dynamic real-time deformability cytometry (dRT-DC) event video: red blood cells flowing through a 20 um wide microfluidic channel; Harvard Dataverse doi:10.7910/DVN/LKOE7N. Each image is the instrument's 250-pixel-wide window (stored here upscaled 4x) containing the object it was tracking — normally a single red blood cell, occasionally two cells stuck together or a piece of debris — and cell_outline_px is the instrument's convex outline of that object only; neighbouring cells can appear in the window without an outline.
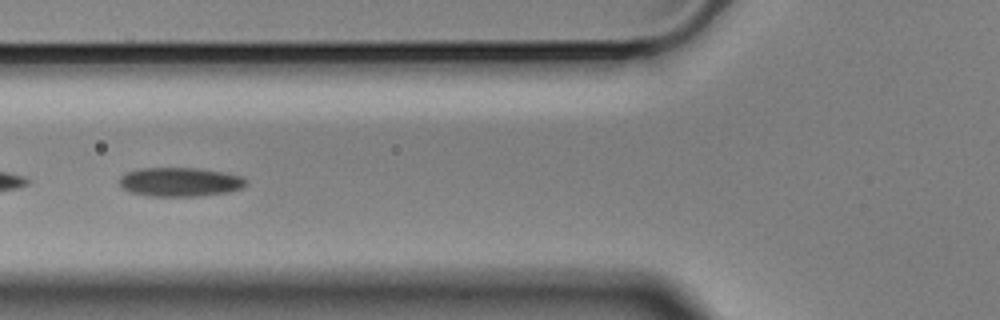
{"species": "Egyptian fruit bat (a non-hibernating species)", "species_latin": "Rousettus aegyptiacus", "temperature_condition": "cold", "stored_images_in_passage": 54, "camera_frame_rate_fps": 3000, "um_per_image_px": 0.085, "animal": {"sex": "male"}, "frame": {"image": 1, "passage_image": 19, "time_ms": 6.0, "image_size_px": [1000, 320], "cell_outline_px": [[248, 184], [244, 188], [228, 192], [200, 196], [148, 196], [132, 192], [124, 188], [120, 184], [120, 176], [128, 172], [140, 168], [196, 168], [224, 172], [240, 176], [248, 180]], "centroid_in_image_um": [15.36, 15.47], "position_along_channel_um": 110.4, "area_um2": 21.44}}
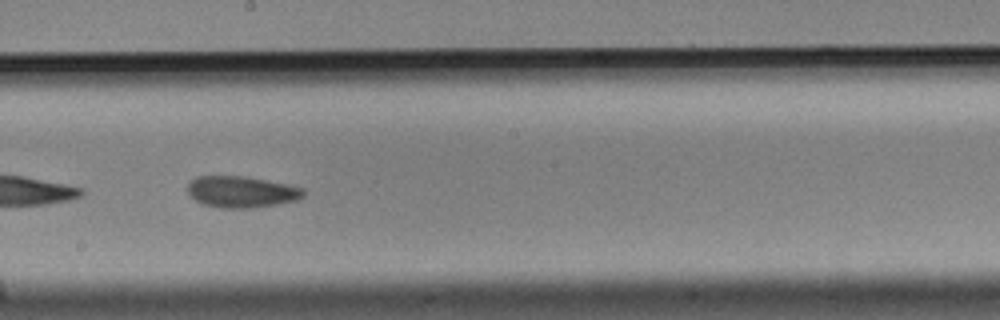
{"frame": {"image": 2, "passage_image": 29, "time_ms": 9.333, "image_size_px": [1000, 320], "cell_outline_px": [[304, 196], [296, 200], [256, 208], [220, 208], [200, 204], [188, 192], [188, 184], [196, 176], [244, 176], [288, 184], [304, 188]], "centroid_in_image_um": [20.52, 16.31], "position_along_channel_um": 227.7, "area_um2": 21.27}}
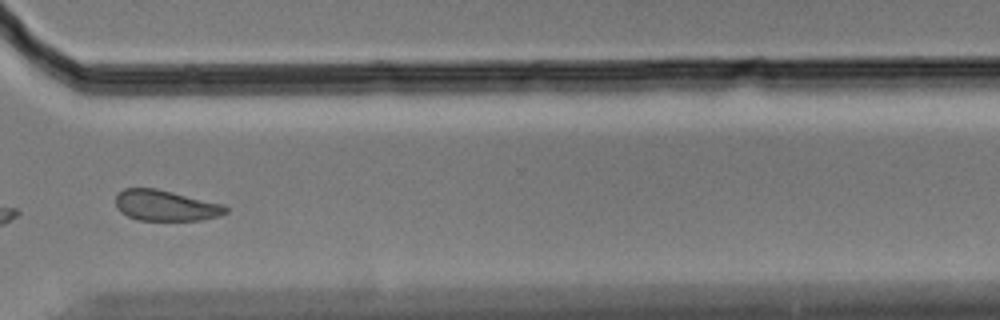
{"frame": {"image": 3, "passage_image": 40, "time_ms": 13.0, "image_size_px": [1000, 320], "cell_outline_px": [[228, 212], [216, 216], [200, 220], [136, 220], [120, 212], [116, 208], [116, 196], [124, 188], [156, 188], [224, 204], [228, 208]], "centroid_in_image_um": [14.06, 17.47], "position_along_channel_um": 356.5, "area_um2": 19.71}, "authors_computed_cell_mechanics": {"area_um2": 21.4149, "velocity_mm_per_s": 3.5136, "shape_relaxation_time_tau1_ms": 5.0161, "shape_relaxation_time_tau2_ms": 5.3419, "deformation_change_tau1": 0.0997, "deformation_change_tau2": 0.1104}}